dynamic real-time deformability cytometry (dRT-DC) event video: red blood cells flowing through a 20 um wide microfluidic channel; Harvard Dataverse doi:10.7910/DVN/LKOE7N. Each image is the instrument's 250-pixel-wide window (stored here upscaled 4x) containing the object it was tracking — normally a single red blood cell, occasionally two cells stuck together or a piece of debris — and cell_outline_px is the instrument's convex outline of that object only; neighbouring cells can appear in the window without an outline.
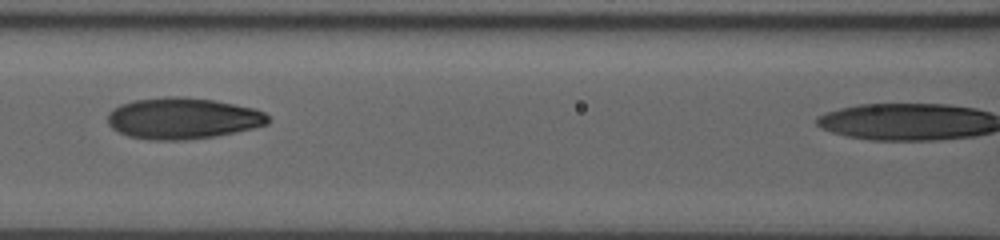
{"species": "human", "species_latin": "Homo sapiens", "temperature_condition": "room temperature", "stored_images_in_passage": 45, "camera_frame_rate_fps": 3000, "um_per_image_px": 0.085, "donor": {"sex": "male"}, "frame": {"image": 1, "passage_image": 24, "time_ms": 7.667, "image_size_px": [1000, 240], "cell_outline_px": [[272, 120], [268, 124], [252, 128], [216, 136], [184, 140], [152, 140], [128, 136], [112, 128], [108, 124], [108, 112], [112, 108], [120, 104], [132, 100], [164, 96], [184, 96], [212, 100], [256, 108], [264, 112]], "centroid_in_image_um": [15.52, 10.05], "position_along_channel_um": 151.1, "area_um2": 38.9}}
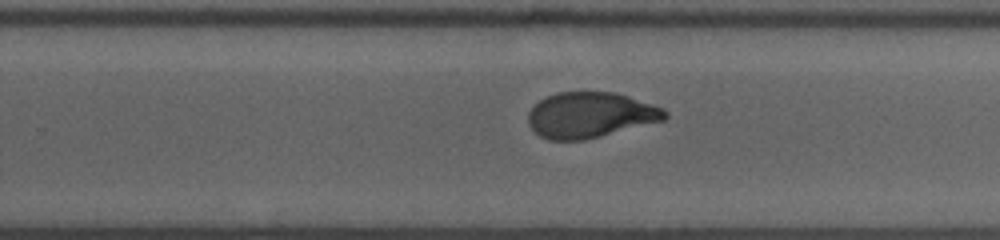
{"frame": {"image": 2, "passage_image": 34, "time_ms": 11.0, "image_size_px": [1000, 240], "cell_outline_px": [[668, 116], [664, 120], [584, 140], [548, 140], [540, 136], [528, 124], [528, 112], [540, 100], [556, 92], [616, 92], [664, 108], [668, 112]], "centroid_in_image_um": [50.18, 9.77], "position_along_channel_um": 279.6, "area_um2": 36.18}}
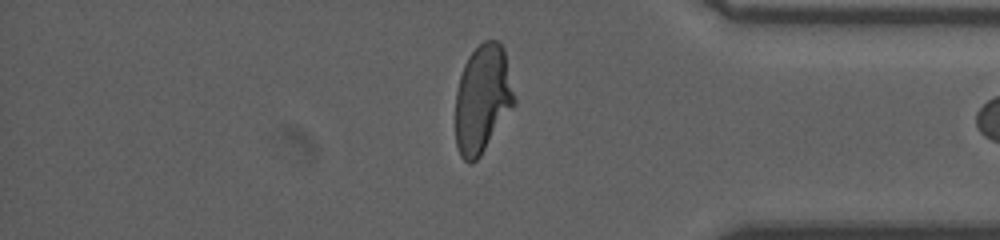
{"frame": {"image": 3, "passage_image": 44, "time_ms": 14.333, "image_size_px": [1000, 240], "cell_outline_px": [[516, 104], [480, 156], [472, 164], [468, 164], [460, 156], [456, 144], [456, 92], [460, 76], [464, 64], [468, 56], [484, 40], [496, 40], [504, 48], [516, 100]], "centroid_in_image_um": [41.02, 8.42], "position_along_channel_um": 394.2, "area_um2": 37.22}}